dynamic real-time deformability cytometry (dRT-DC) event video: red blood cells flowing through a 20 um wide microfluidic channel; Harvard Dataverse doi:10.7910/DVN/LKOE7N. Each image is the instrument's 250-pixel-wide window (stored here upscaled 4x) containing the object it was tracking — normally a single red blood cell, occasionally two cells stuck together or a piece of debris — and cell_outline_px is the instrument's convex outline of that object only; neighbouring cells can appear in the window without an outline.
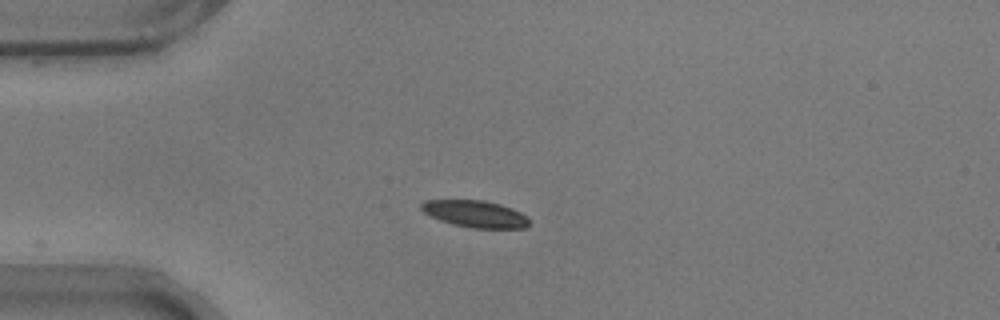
{"species": "common noctule bat (a hibernating species)", "species_latin": "Nyctalus noctula", "temperature_condition": "warm", "stored_images_in_passage": 39, "camera_frame_rate_fps": 3000, "um_per_image_px": 0.085, "animal": {"sex": "male", "body_mass_g": 17.9}, "frame": {"image": 1, "passage_image": 1, "time_ms": 0.0, "image_size_px": [1000, 320], "cell_outline_px": [[528, 224], [524, 228], [472, 228], [452, 224], [440, 220], [424, 212], [420, 208], [420, 204], [424, 200], [484, 200], [500, 204], [520, 212], [528, 216]], "centroid_in_image_um": [40.38, 18.18], "position_along_channel_um": 44.6, "area_um2": 16.82}}
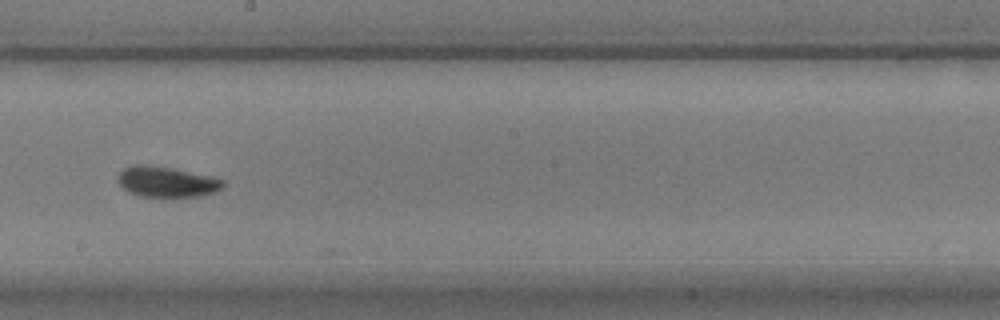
{"frame": {"image": 2, "passage_image": 19, "time_ms": 6.0, "image_size_px": [1000, 320], "cell_outline_px": [[224, 188], [216, 192], [200, 196], [172, 200], [140, 196], [128, 192], [116, 180], [116, 176], [124, 168], [132, 164], [140, 164], [172, 168], [212, 176], [224, 180]], "centroid_in_image_um": [14.18, 15.5], "position_along_channel_um": 234.0, "area_um2": 19.65}}
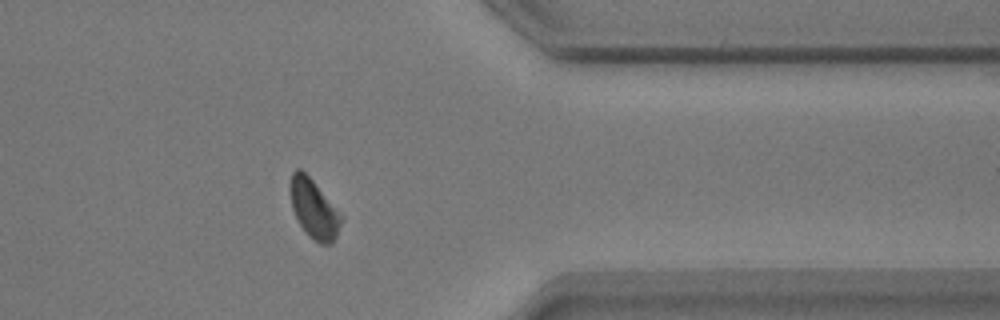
{"frame": {"image": 3, "passage_image": 33, "time_ms": 10.667, "image_size_px": [1000, 320], "cell_outline_px": [[344, 216], [336, 236], [332, 244], [320, 244], [308, 236], [300, 224], [292, 208], [288, 188], [288, 184], [292, 172], [296, 168], [300, 168], [312, 180]], "centroid_in_image_um": [26.66, 17.74], "position_along_channel_um": 384.7, "area_um2": 17.69}, "authors_computed_cell_mechanics": {"area_um2": 18.3226, "velocity_mm_per_s": 3.4959, "shape_relaxation_time_tau1_ms": 4.2048, "shape_relaxation_time_tau2_ms": 1.9971, "deformation_change_tau1": 0.1472, "deformation_change_tau2": 0.0695}}